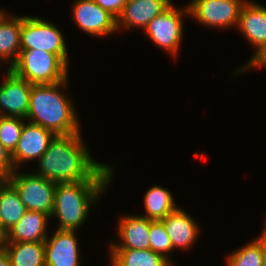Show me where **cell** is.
<instances>
[{"label":"cell","mask_w":266,"mask_h":266,"mask_svg":"<svg viewBox=\"0 0 266 266\" xmlns=\"http://www.w3.org/2000/svg\"><path fill=\"white\" fill-rule=\"evenodd\" d=\"M80 134L55 135L39 158L40 170L36 175L56 184L111 179L112 168L91 158Z\"/></svg>","instance_id":"obj_1"},{"label":"cell","mask_w":266,"mask_h":266,"mask_svg":"<svg viewBox=\"0 0 266 266\" xmlns=\"http://www.w3.org/2000/svg\"><path fill=\"white\" fill-rule=\"evenodd\" d=\"M66 81L52 84H35L31 87L26 119L40 125L55 135L80 133L79 122L73 104L61 91Z\"/></svg>","instance_id":"obj_2"},{"label":"cell","mask_w":266,"mask_h":266,"mask_svg":"<svg viewBox=\"0 0 266 266\" xmlns=\"http://www.w3.org/2000/svg\"><path fill=\"white\" fill-rule=\"evenodd\" d=\"M111 179H88L57 183L52 215L58 217L59 230L76 231L87 218L90 203L102 194Z\"/></svg>","instance_id":"obj_3"},{"label":"cell","mask_w":266,"mask_h":266,"mask_svg":"<svg viewBox=\"0 0 266 266\" xmlns=\"http://www.w3.org/2000/svg\"><path fill=\"white\" fill-rule=\"evenodd\" d=\"M66 64L58 55L38 49L21 50L9 68L32 85L52 84L67 80Z\"/></svg>","instance_id":"obj_4"},{"label":"cell","mask_w":266,"mask_h":266,"mask_svg":"<svg viewBox=\"0 0 266 266\" xmlns=\"http://www.w3.org/2000/svg\"><path fill=\"white\" fill-rule=\"evenodd\" d=\"M21 50L38 49L58 55L68 63L67 48L60 30L52 23L38 17H23L20 30Z\"/></svg>","instance_id":"obj_5"},{"label":"cell","mask_w":266,"mask_h":266,"mask_svg":"<svg viewBox=\"0 0 266 266\" xmlns=\"http://www.w3.org/2000/svg\"><path fill=\"white\" fill-rule=\"evenodd\" d=\"M7 180L18 191L27 210L43 212L52 217L56 183L35 174H16V170Z\"/></svg>","instance_id":"obj_6"},{"label":"cell","mask_w":266,"mask_h":266,"mask_svg":"<svg viewBox=\"0 0 266 266\" xmlns=\"http://www.w3.org/2000/svg\"><path fill=\"white\" fill-rule=\"evenodd\" d=\"M182 13L189 14L185 9L175 8L171 5L163 13L156 16L144 29L152 42L176 56L183 34Z\"/></svg>","instance_id":"obj_7"},{"label":"cell","mask_w":266,"mask_h":266,"mask_svg":"<svg viewBox=\"0 0 266 266\" xmlns=\"http://www.w3.org/2000/svg\"><path fill=\"white\" fill-rule=\"evenodd\" d=\"M242 0H193L188 6L190 16L209 27L227 28L238 24Z\"/></svg>","instance_id":"obj_8"},{"label":"cell","mask_w":266,"mask_h":266,"mask_svg":"<svg viewBox=\"0 0 266 266\" xmlns=\"http://www.w3.org/2000/svg\"><path fill=\"white\" fill-rule=\"evenodd\" d=\"M31 87V83L8 69L6 79L0 86V116L25 118L26 120Z\"/></svg>","instance_id":"obj_9"},{"label":"cell","mask_w":266,"mask_h":266,"mask_svg":"<svg viewBox=\"0 0 266 266\" xmlns=\"http://www.w3.org/2000/svg\"><path fill=\"white\" fill-rule=\"evenodd\" d=\"M73 6L75 23L87 34L103 37L117 30L116 18L94 0H77Z\"/></svg>","instance_id":"obj_10"},{"label":"cell","mask_w":266,"mask_h":266,"mask_svg":"<svg viewBox=\"0 0 266 266\" xmlns=\"http://www.w3.org/2000/svg\"><path fill=\"white\" fill-rule=\"evenodd\" d=\"M26 124L24 123L16 149L11 154L15 168L19 166L18 163L30 159H39L47 151L49 143L55 137L52 131L40 125L30 122Z\"/></svg>","instance_id":"obj_11"},{"label":"cell","mask_w":266,"mask_h":266,"mask_svg":"<svg viewBox=\"0 0 266 266\" xmlns=\"http://www.w3.org/2000/svg\"><path fill=\"white\" fill-rule=\"evenodd\" d=\"M172 5L171 0H127L116 19L117 30L124 27H147L149 22Z\"/></svg>","instance_id":"obj_12"},{"label":"cell","mask_w":266,"mask_h":266,"mask_svg":"<svg viewBox=\"0 0 266 266\" xmlns=\"http://www.w3.org/2000/svg\"><path fill=\"white\" fill-rule=\"evenodd\" d=\"M75 231L57 229L44 241L46 266H79Z\"/></svg>","instance_id":"obj_13"},{"label":"cell","mask_w":266,"mask_h":266,"mask_svg":"<svg viewBox=\"0 0 266 266\" xmlns=\"http://www.w3.org/2000/svg\"><path fill=\"white\" fill-rule=\"evenodd\" d=\"M237 27L255 46L254 57L266 45V7L246 1L241 8Z\"/></svg>","instance_id":"obj_14"},{"label":"cell","mask_w":266,"mask_h":266,"mask_svg":"<svg viewBox=\"0 0 266 266\" xmlns=\"http://www.w3.org/2000/svg\"><path fill=\"white\" fill-rule=\"evenodd\" d=\"M119 237L122 243L111 244L110 249H150V219L140 216L122 217L119 223Z\"/></svg>","instance_id":"obj_15"},{"label":"cell","mask_w":266,"mask_h":266,"mask_svg":"<svg viewBox=\"0 0 266 266\" xmlns=\"http://www.w3.org/2000/svg\"><path fill=\"white\" fill-rule=\"evenodd\" d=\"M160 221L171 239L173 249L175 247L186 249L197 241L198 226L183 210L177 208Z\"/></svg>","instance_id":"obj_16"},{"label":"cell","mask_w":266,"mask_h":266,"mask_svg":"<svg viewBox=\"0 0 266 266\" xmlns=\"http://www.w3.org/2000/svg\"><path fill=\"white\" fill-rule=\"evenodd\" d=\"M49 215L27 210L25 215L7 232V242H44Z\"/></svg>","instance_id":"obj_17"},{"label":"cell","mask_w":266,"mask_h":266,"mask_svg":"<svg viewBox=\"0 0 266 266\" xmlns=\"http://www.w3.org/2000/svg\"><path fill=\"white\" fill-rule=\"evenodd\" d=\"M26 211L18 191L7 179H3L0 183V226L7 233Z\"/></svg>","instance_id":"obj_18"},{"label":"cell","mask_w":266,"mask_h":266,"mask_svg":"<svg viewBox=\"0 0 266 266\" xmlns=\"http://www.w3.org/2000/svg\"><path fill=\"white\" fill-rule=\"evenodd\" d=\"M23 17L9 16L4 11L0 15V60L10 58L9 68L17 61L20 54V30L22 27Z\"/></svg>","instance_id":"obj_19"},{"label":"cell","mask_w":266,"mask_h":266,"mask_svg":"<svg viewBox=\"0 0 266 266\" xmlns=\"http://www.w3.org/2000/svg\"><path fill=\"white\" fill-rule=\"evenodd\" d=\"M11 266H46L44 242H7Z\"/></svg>","instance_id":"obj_20"},{"label":"cell","mask_w":266,"mask_h":266,"mask_svg":"<svg viewBox=\"0 0 266 266\" xmlns=\"http://www.w3.org/2000/svg\"><path fill=\"white\" fill-rule=\"evenodd\" d=\"M111 266H174L172 262L150 249H110Z\"/></svg>","instance_id":"obj_21"},{"label":"cell","mask_w":266,"mask_h":266,"mask_svg":"<svg viewBox=\"0 0 266 266\" xmlns=\"http://www.w3.org/2000/svg\"><path fill=\"white\" fill-rule=\"evenodd\" d=\"M144 205L147 219L158 221L164 219L178 207L174 203L172 194L162 186L151 187L145 194Z\"/></svg>","instance_id":"obj_22"},{"label":"cell","mask_w":266,"mask_h":266,"mask_svg":"<svg viewBox=\"0 0 266 266\" xmlns=\"http://www.w3.org/2000/svg\"><path fill=\"white\" fill-rule=\"evenodd\" d=\"M227 266H261L262 235L251 243L245 244L227 258Z\"/></svg>","instance_id":"obj_23"},{"label":"cell","mask_w":266,"mask_h":266,"mask_svg":"<svg viewBox=\"0 0 266 266\" xmlns=\"http://www.w3.org/2000/svg\"><path fill=\"white\" fill-rule=\"evenodd\" d=\"M24 123L22 118L0 116V142L10 154L16 149Z\"/></svg>","instance_id":"obj_24"},{"label":"cell","mask_w":266,"mask_h":266,"mask_svg":"<svg viewBox=\"0 0 266 266\" xmlns=\"http://www.w3.org/2000/svg\"><path fill=\"white\" fill-rule=\"evenodd\" d=\"M150 250L158 253L168 259L170 258L167 253L173 250L172 242L169 235L166 233L163 223L158 221L150 220Z\"/></svg>","instance_id":"obj_25"},{"label":"cell","mask_w":266,"mask_h":266,"mask_svg":"<svg viewBox=\"0 0 266 266\" xmlns=\"http://www.w3.org/2000/svg\"><path fill=\"white\" fill-rule=\"evenodd\" d=\"M15 170L16 169L13 165L11 154L0 142V177L7 179Z\"/></svg>","instance_id":"obj_26"},{"label":"cell","mask_w":266,"mask_h":266,"mask_svg":"<svg viewBox=\"0 0 266 266\" xmlns=\"http://www.w3.org/2000/svg\"><path fill=\"white\" fill-rule=\"evenodd\" d=\"M94 2L117 19L127 0H94Z\"/></svg>","instance_id":"obj_27"},{"label":"cell","mask_w":266,"mask_h":266,"mask_svg":"<svg viewBox=\"0 0 266 266\" xmlns=\"http://www.w3.org/2000/svg\"><path fill=\"white\" fill-rule=\"evenodd\" d=\"M251 61L248 62V64L245 65V67H242L239 69L240 72H244L249 68L253 67H265L266 66V45L260 50L258 54H256L254 57H251Z\"/></svg>","instance_id":"obj_28"},{"label":"cell","mask_w":266,"mask_h":266,"mask_svg":"<svg viewBox=\"0 0 266 266\" xmlns=\"http://www.w3.org/2000/svg\"><path fill=\"white\" fill-rule=\"evenodd\" d=\"M261 266H266V224L264 226V230L262 233V265Z\"/></svg>","instance_id":"obj_29"},{"label":"cell","mask_w":266,"mask_h":266,"mask_svg":"<svg viewBox=\"0 0 266 266\" xmlns=\"http://www.w3.org/2000/svg\"><path fill=\"white\" fill-rule=\"evenodd\" d=\"M0 266H11L9 257L5 250H0Z\"/></svg>","instance_id":"obj_30"},{"label":"cell","mask_w":266,"mask_h":266,"mask_svg":"<svg viewBox=\"0 0 266 266\" xmlns=\"http://www.w3.org/2000/svg\"><path fill=\"white\" fill-rule=\"evenodd\" d=\"M7 243V233L6 231L0 226V250H4Z\"/></svg>","instance_id":"obj_31"}]
</instances>
